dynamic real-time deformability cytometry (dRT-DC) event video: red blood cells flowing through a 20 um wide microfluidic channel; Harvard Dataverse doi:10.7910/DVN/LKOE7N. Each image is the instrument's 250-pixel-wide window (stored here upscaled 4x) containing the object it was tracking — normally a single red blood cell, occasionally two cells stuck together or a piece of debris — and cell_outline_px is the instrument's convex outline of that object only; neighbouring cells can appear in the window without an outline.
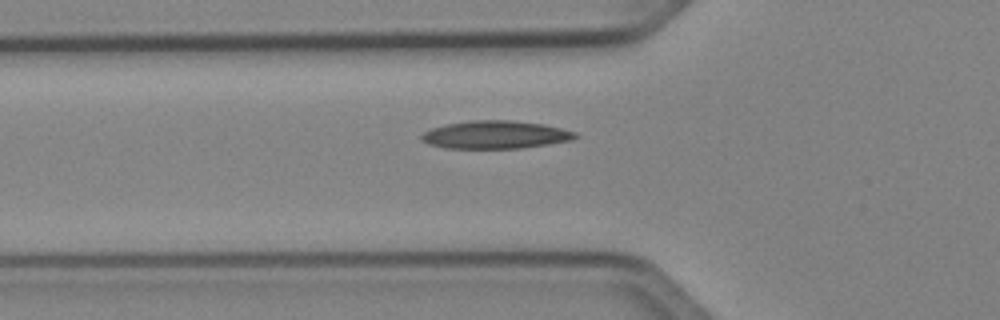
{"species": "Egyptian fruit bat (a non-hibernating species)", "species_latin": "Rousettus aegyptiacus", "temperature_condition": "cold", "stored_images_in_passage": 33, "camera_frame_rate_fps": 3000, "um_per_image_px": 0.085, "animal": {"sex": "female"}, "frame": {"image": 1, "passage_image": 2, "time_ms": 0.333, "image_size_px": [1000, 320], "cell_outline_px": [[580, 136], [572, 140], [548, 144], [520, 148], [444, 148], [428, 144], [420, 140], [420, 136], [424, 132], [432, 128], [444, 124], [472, 120], [512, 120], [544, 124], [576, 132]], "centroid_in_image_um": [42.1, 11.45], "position_along_channel_um": 83.7, "area_um2": 25.14}}
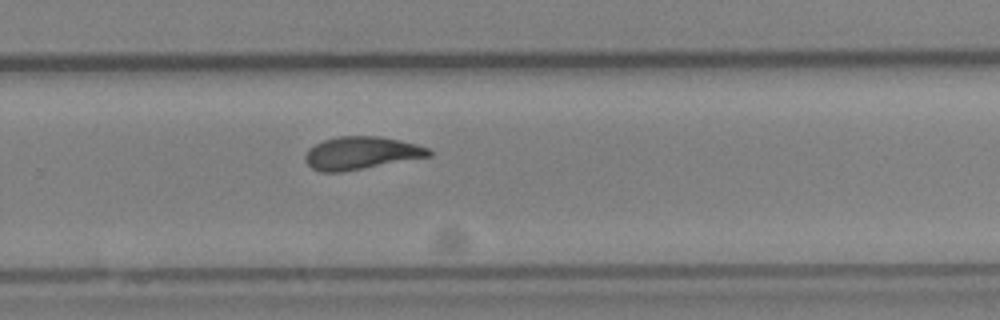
{"frame": {"image": 2, "passage_image": 18, "time_ms": 5.667, "image_size_px": [1000, 320], "cell_outline_px": [[432, 156], [344, 172], [320, 172], [312, 168], [304, 160], [304, 156], [308, 148], [324, 140], [340, 136], [380, 136], [416, 144], [428, 148], [432, 152]], "centroid_in_image_um": [30.69, 13.02], "position_along_channel_um": 299.1, "area_um2": 23.7}}
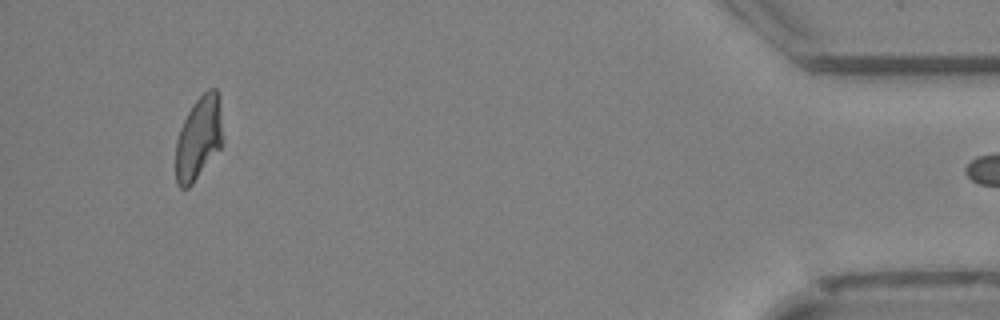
{"frame": {"image": 3, "passage_image": 32, "time_ms": 10.333, "image_size_px": [1000, 320], "cell_outline_px": [[224, 140], [220, 148], [192, 184], [188, 188], [180, 188], [176, 184], [176, 140], [180, 128], [192, 104], [208, 88], [216, 88], [220, 112]], "centroid_in_image_um": [16.88, 11.75], "position_along_channel_um": 418.3, "area_um2": 22.72}}